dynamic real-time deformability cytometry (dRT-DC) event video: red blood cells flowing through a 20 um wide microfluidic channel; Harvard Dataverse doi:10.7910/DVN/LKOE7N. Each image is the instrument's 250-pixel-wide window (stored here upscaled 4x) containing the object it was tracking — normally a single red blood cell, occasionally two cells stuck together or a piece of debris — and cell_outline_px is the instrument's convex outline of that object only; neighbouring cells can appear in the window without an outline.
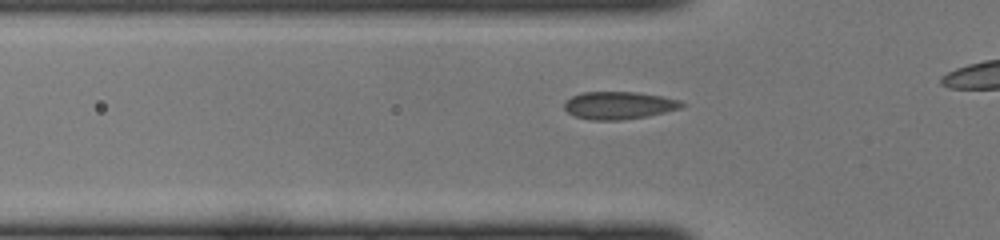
{"species": "common noctule bat (a hibernating species)", "species_latin": "Nyctalus noctula", "temperature_condition": "cold", "stored_images_in_passage": 23, "camera_frame_rate_fps": 3000, "um_per_image_px": 0.085, "animal": {"sex": "female", "body_mass_g": 22.0, "forearm_length_mm": 56.7}, "frame": {"image": 1, "passage_image": 4, "time_ms": 1.0, "image_size_px": [1000, 240], "cell_outline_px": [[684, 104], [680, 108], [664, 112], [644, 116], [620, 120], [592, 120], [576, 116], [568, 112], [564, 108], [564, 104], [572, 96], [580, 92], [636, 92], [660, 96], [680, 100]], "centroid_in_image_um": [52.58, 8.95], "position_along_channel_um": 73.2, "area_um2": 18.55}}
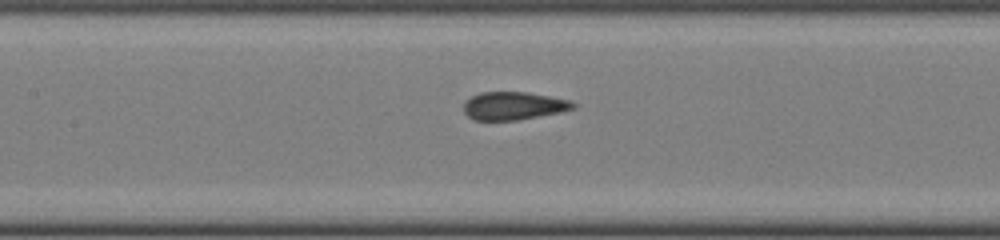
{"frame": {"image": 2, "passage_image": 10, "time_ms": 3.0, "image_size_px": [1000, 240], "cell_outline_px": [[576, 108], [560, 112], [516, 120], [476, 120], [468, 116], [464, 112], [464, 104], [472, 96], [480, 92], [524, 92], [548, 96], [568, 100], [576, 104]], "centroid_in_image_um": [43.65, 8.99], "position_along_channel_um": 163.8, "area_um2": 17.57}}
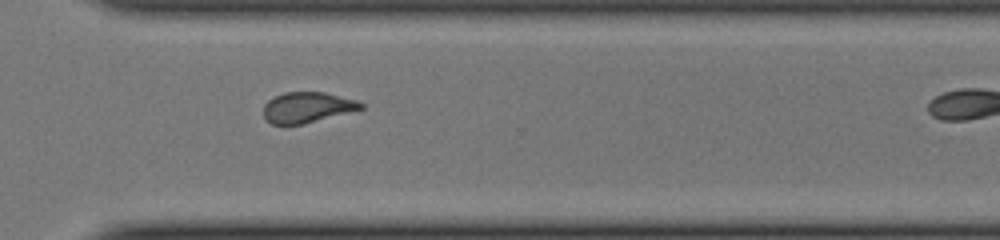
{"frame": {"image": 3, "passage_image": 22, "time_ms": 7.0, "image_size_px": [1000, 240], "cell_outline_px": [[364, 108], [304, 124], [284, 128], [272, 124], [264, 116], [264, 104], [268, 100], [284, 92], [324, 92], [356, 100], [364, 104]], "centroid_in_image_um": [26.07, 9.16], "position_along_channel_um": 344.5, "area_um2": 17.63}}